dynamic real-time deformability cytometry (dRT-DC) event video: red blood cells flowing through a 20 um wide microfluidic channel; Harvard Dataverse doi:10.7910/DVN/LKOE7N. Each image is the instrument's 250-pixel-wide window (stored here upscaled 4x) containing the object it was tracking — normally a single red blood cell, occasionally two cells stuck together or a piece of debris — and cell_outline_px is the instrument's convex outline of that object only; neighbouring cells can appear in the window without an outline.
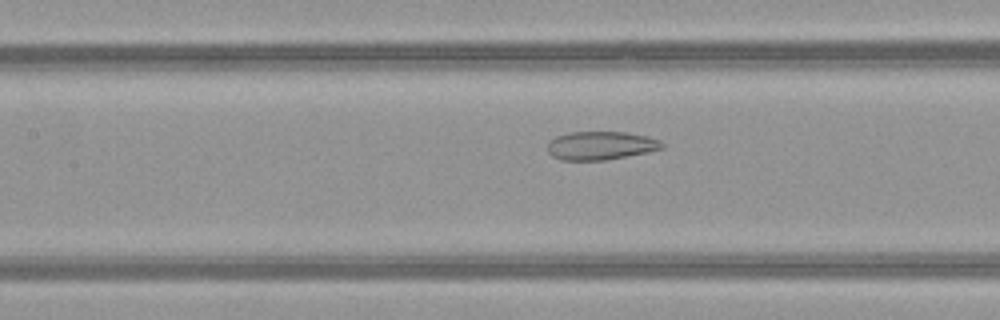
{"species": "common noctule bat (a hibernating species)", "species_latin": "Nyctalus noctula", "temperature_condition": "warm", "stored_images_in_passage": 35, "camera_frame_rate_fps": 3000, "um_per_image_px": 0.085, "animal": {"sex": "female", "body_mass_g": 21.9}, "frame": {"image": 1, "passage_image": 7, "time_ms": 2.0, "image_size_px": [1000, 320], "cell_outline_px": [[664, 148], [648, 152], [604, 160], [560, 160], [552, 156], [548, 152], [548, 140], [556, 136], [568, 132], [628, 132], [648, 136], [660, 140], [664, 144]], "centroid_in_image_um": [51.06, 12.36], "position_along_channel_um": 156.3, "area_um2": 19.13}}
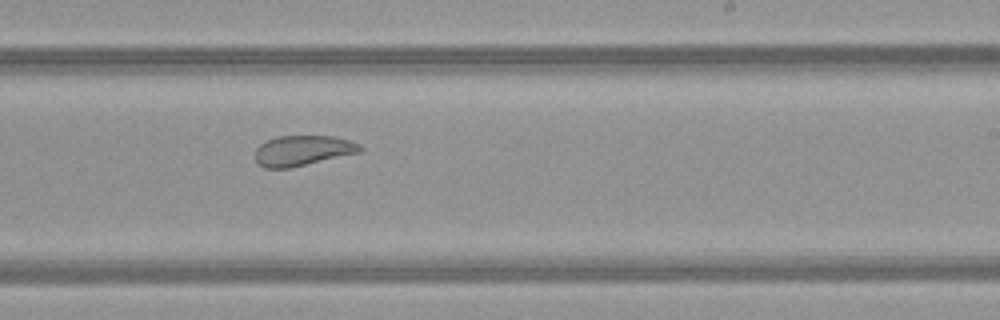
{"frame": {"image": 2, "passage_image": 15, "time_ms": 4.667, "image_size_px": [1000, 320], "cell_outline_px": [[364, 148], [360, 152], [288, 168], [264, 168], [256, 160], [256, 148], [260, 144], [276, 136], [336, 136], [360, 144]], "centroid_in_image_um": [25.74, 12.78], "position_along_channel_um": 263.3, "area_um2": 18.32}}
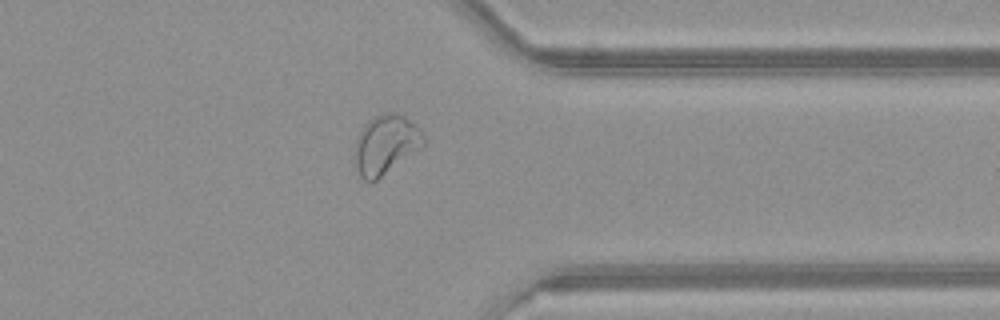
{"frame": {"image": 3, "passage_image": 24, "time_ms": 7.667, "image_size_px": [1000, 320], "cell_outline_px": [[428, 144], [376, 180], [364, 180], [360, 176], [356, 168], [356, 140], [364, 124], [372, 116], [384, 112], [392, 112], [404, 116], [416, 124], [424, 132], [428, 140]], "centroid_in_image_um": [32.86, 12.25], "position_along_channel_um": 378.5, "area_um2": 24.04}}